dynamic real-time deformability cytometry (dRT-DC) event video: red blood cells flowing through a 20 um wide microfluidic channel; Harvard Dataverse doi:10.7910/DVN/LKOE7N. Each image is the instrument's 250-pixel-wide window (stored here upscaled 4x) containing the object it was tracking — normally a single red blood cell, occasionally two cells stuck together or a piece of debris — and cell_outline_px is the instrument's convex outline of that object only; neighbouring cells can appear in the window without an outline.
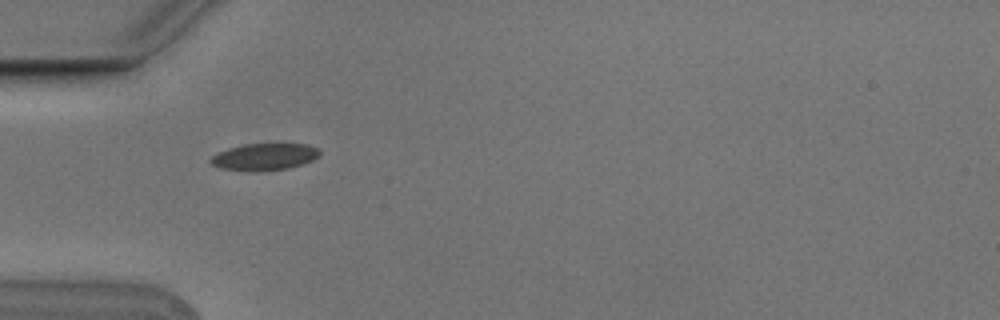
{"species": "Egyptian fruit bat (a non-hibernating species)", "species_latin": "Rousettus aegyptiacus", "temperature_condition": "cold", "stored_images_in_passage": 11, "camera_frame_rate_fps": 3000, "um_per_image_px": 0.085, "animal": {"sex": "male"}, "frame": {"image": 1, "passage_image": 1, "time_ms": 0.0, "image_size_px": [1000, 320], "cell_outline_px": [[320, 156], [312, 160], [288, 168], [220, 168], [212, 164], [208, 160], [216, 152], [228, 148], [244, 144], [308, 144], [316, 148], [320, 152]], "centroid_in_image_um": [22.48, 13.26], "position_along_channel_um": 62.5, "area_um2": 16.13}}
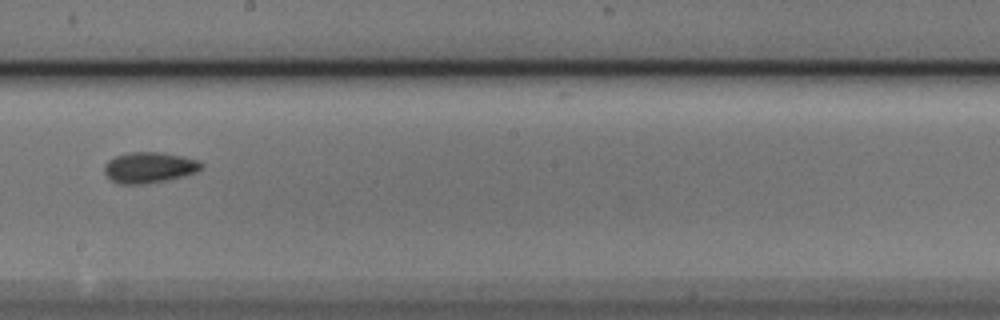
{"frame": {"image": 2, "passage_image": 5, "time_ms": 1.333, "image_size_px": [1000, 320], "cell_outline_px": [[204, 168], [196, 172], [184, 176], [168, 180], [144, 184], [116, 184], [104, 172], [104, 164], [108, 160], [116, 156], [128, 152], [164, 152], [184, 156], [200, 160], [204, 164]], "centroid_in_image_um": [12.73, 14.23], "position_along_channel_um": 235.5, "area_um2": 17.8}}
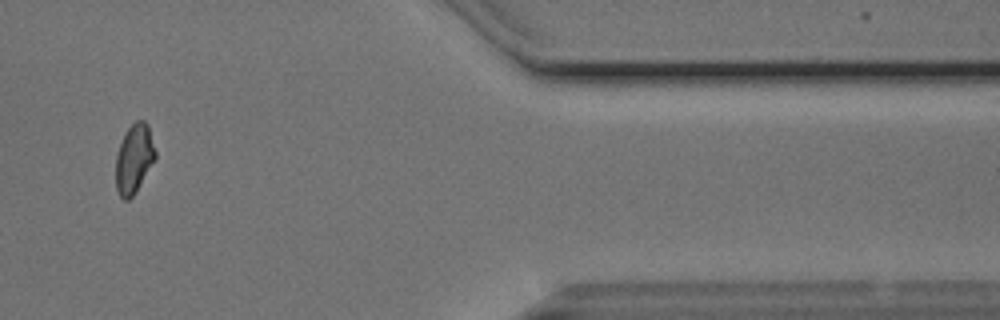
{"frame": {"image": 3, "passage_image": 9, "time_ms": 2.667, "image_size_px": [1000, 320], "cell_outline_px": [[156, 160], [136, 192], [128, 200], [124, 200], [120, 196], [116, 188], [116, 156], [120, 144], [128, 128], [136, 120], [144, 120], [148, 124], [156, 152]], "centroid_in_image_um": [11.42, 13.5], "position_along_channel_um": 400.0, "area_um2": 16.01}}